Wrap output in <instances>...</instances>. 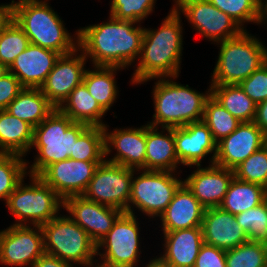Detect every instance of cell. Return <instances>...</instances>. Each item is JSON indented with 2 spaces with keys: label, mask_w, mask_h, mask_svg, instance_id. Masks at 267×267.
Masks as SVG:
<instances>
[{
  "label": "cell",
  "mask_w": 267,
  "mask_h": 267,
  "mask_svg": "<svg viewBox=\"0 0 267 267\" xmlns=\"http://www.w3.org/2000/svg\"><path fill=\"white\" fill-rule=\"evenodd\" d=\"M235 218L249 241L267 244V198L257 207L235 215Z\"/></svg>",
  "instance_id": "obj_37"
},
{
  "label": "cell",
  "mask_w": 267,
  "mask_h": 267,
  "mask_svg": "<svg viewBox=\"0 0 267 267\" xmlns=\"http://www.w3.org/2000/svg\"><path fill=\"white\" fill-rule=\"evenodd\" d=\"M256 104L267 99V63L238 84Z\"/></svg>",
  "instance_id": "obj_41"
},
{
  "label": "cell",
  "mask_w": 267,
  "mask_h": 267,
  "mask_svg": "<svg viewBox=\"0 0 267 267\" xmlns=\"http://www.w3.org/2000/svg\"><path fill=\"white\" fill-rule=\"evenodd\" d=\"M55 109L40 88L24 87L8 105L6 111L12 116L36 127Z\"/></svg>",
  "instance_id": "obj_28"
},
{
  "label": "cell",
  "mask_w": 267,
  "mask_h": 267,
  "mask_svg": "<svg viewBox=\"0 0 267 267\" xmlns=\"http://www.w3.org/2000/svg\"><path fill=\"white\" fill-rule=\"evenodd\" d=\"M139 171V176H134ZM175 172L133 169L132 188L127 213L134 207L150 218L159 217L183 184ZM134 206H132V205Z\"/></svg>",
  "instance_id": "obj_9"
},
{
  "label": "cell",
  "mask_w": 267,
  "mask_h": 267,
  "mask_svg": "<svg viewBox=\"0 0 267 267\" xmlns=\"http://www.w3.org/2000/svg\"><path fill=\"white\" fill-rule=\"evenodd\" d=\"M137 216L123 212L110 231L96 244L98 267H136L140 261V228ZM99 251V250H102ZM102 252V253H101Z\"/></svg>",
  "instance_id": "obj_10"
},
{
  "label": "cell",
  "mask_w": 267,
  "mask_h": 267,
  "mask_svg": "<svg viewBox=\"0 0 267 267\" xmlns=\"http://www.w3.org/2000/svg\"><path fill=\"white\" fill-rule=\"evenodd\" d=\"M201 229L205 244L225 251L249 241L235 215L220 207L205 209Z\"/></svg>",
  "instance_id": "obj_21"
},
{
  "label": "cell",
  "mask_w": 267,
  "mask_h": 267,
  "mask_svg": "<svg viewBox=\"0 0 267 267\" xmlns=\"http://www.w3.org/2000/svg\"><path fill=\"white\" fill-rule=\"evenodd\" d=\"M8 72V67L0 63V79L3 78Z\"/></svg>",
  "instance_id": "obj_49"
},
{
  "label": "cell",
  "mask_w": 267,
  "mask_h": 267,
  "mask_svg": "<svg viewBox=\"0 0 267 267\" xmlns=\"http://www.w3.org/2000/svg\"><path fill=\"white\" fill-rule=\"evenodd\" d=\"M205 209L183 183L176 191L173 200L159 216L162 231L201 227Z\"/></svg>",
  "instance_id": "obj_23"
},
{
  "label": "cell",
  "mask_w": 267,
  "mask_h": 267,
  "mask_svg": "<svg viewBox=\"0 0 267 267\" xmlns=\"http://www.w3.org/2000/svg\"><path fill=\"white\" fill-rule=\"evenodd\" d=\"M267 198V189L261 185L233 178L219 207L232 215L257 207Z\"/></svg>",
  "instance_id": "obj_30"
},
{
  "label": "cell",
  "mask_w": 267,
  "mask_h": 267,
  "mask_svg": "<svg viewBox=\"0 0 267 267\" xmlns=\"http://www.w3.org/2000/svg\"><path fill=\"white\" fill-rule=\"evenodd\" d=\"M31 267H74V265L63 261L56 256L44 253L33 263Z\"/></svg>",
  "instance_id": "obj_45"
},
{
  "label": "cell",
  "mask_w": 267,
  "mask_h": 267,
  "mask_svg": "<svg viewBox=\"0 0 267 267\" xmlns=\"http://www.w3.org/2000/svg\"><path fill=\"white\" fill-rule=\"evenodd\" d=\"M164 249L161 258L170 267H194L204 244L201 227L163 231Z\"/></svg>",
  "instance_id": "obj_24"
},
{
  "label": "cell",
  "mask_w": 267,
  "mask_h": 267,
  "mask_svg": "<svg viewBox=\"0 0 267 267\" xmlns=\"http://www.w3.org/2000/svg\"><path fill=\"white\" fill-rule=\"evenodd\" d=\"M158 77L151 93L154 103L153 127L174 128L203 120L206 99L211 95L210 87L200 93L189 85L173 81L177 77Z\"/></svg>",
  "instance_id": "obj_3"
},
{
  "label": "cell",
  "mask_w": 267,
  "mask_h": 267,
  "mask_svg": "<svg viewBox=\"0 0 267 267\" xmlns=\"http://www.w3.org/2000/svg\"><path fill=\"white\" fill-rule=\"evenodd\" d=\"M89 126L73 122L55 109L38 126L34 127L31 149L37 152L32 165H27L28 175L38 176L47 166L67 160L73 151L74 142Z\"/></svg>",
  "instance_id": "obj_5"
},
{
  "label": "cell",
  "mask_w": 267,
  "mask_h": 267,
  "mask_svg": "<svg viewBox=\"0 0 267 267\" xmlns=\"http://www.w3.org/2000/svg\"><path fill=\"white\" fill-rule=\"evenodd\" d=\"M174 138L176 155L180 165L190 168L200 166L201 160L211 153L213 156H211L209 163L214 164L217 143L203 120L182 127H174Z\"/></svg>",
  "instance_id": "obj_19"
},
{
  "label": "cell",
  "mask_w": 267,
  "mask_h": 267,
  "mask_svg": "<svg viewBox=\"0 0 267 267\" xmlns=\"http://www.w3.org/2000/svg\"><path fill=\"white\" fill-rule=\"evenodd\" d=\"M14 20V0L8 4H0V36Z\"/></svg>",
  "instance_id": "obj_44"
},
{
  "label": "cell",
  "mask_w": 267,
  "mask_h": 267,
  "mask_svg": "<svg viewBox=\"0 0 267 267\" xmlns=\"http://www.w3.org/2000/svg\"><path fill=\"white\" fill-rule=\"evenodd\" d=\"M267 24V0H264V2L260 5V16L258 24Z\"/></svg>",
  "instance_id": "obj_47"
},
{
  "label": "cell",
  "mask_w": 267,
  "mask_h": 267,
  "mask_svg": "<svg viewBox=\"0 0 267 267\" xmlns=\"http://www.w3.org/2000/svg\"><path fill=\"white\" fill-rule=\"evenodd\" d=\"M210 86L211 95L241 123L254 121L257 104L245 94L239 85Z\"/></svg>",
  "instance_id": "obj_31"
},
{
  "label": "cell",
  "mask_w": 267,
  "mask_h": 267,
  "mask_svg": "<svg viewBox=\"0 0 267 267\" xmlns=\"http://www.w3.org/2000/svg\"><path fill=\"white\" fill-rule=\"evenodd\" d=\"M63 209L81 226L97 244L113 227L123 211L89 201L81 196H70L63 200Z\"/></svg>",
  "instance_id": "obj_17"
},
{
  "label": "cell",
  "mask_w": 267,
  "mask_h": 267,
  "mask_svg": "<svg viewBox=\"0 0 267 267\" xmlns=\"http://www.w3.org/2000/svg\"><path fill=\"white\" fill-rule=\"evenodd\" d=\"M30 184L24 179L5 202L10 213L16 217L14 225H42L60 214L63 199L38 176L29 175Z\"/></svg>",
  "instance_id": "obj_8"
},
{
  "label": "cell",
  "mask_w": 267,
  "mask_h": 267,
  "mask_svg": "<svg viewBox=\"0 0 267 267\" xmlns=\"http://www.w3.org/2000/svg\"><path fill=\"white\" fill-rule=\"evenodd\" d=\"M196 168L183 183L206 209L219 207L234 178V171L216 164Z\"/></svg>",
  "instance_id": "obj_20"
},
{
  "label": "cell",
  "mask_w": 267,
  "mask_h": 267,
  "mask_svg": "<svg viewBox=\"0 0 267 267\" xmlns=\"http://www.w3.org/2000/svg\"><path fill=\"white\" fill-rule=\"evenodd\" d=\"M181 14L174 7L158 29L144 28L139 63L131 83H145L158 77H179L183 50Z\"/></svg>",
  "instance_id": "obj_2"
},
{
  "label": "cell",
  "mask_w": 267,
  "mask_h": 267,
  "mask_svg": "<svg viewBox=\"0 0 267 267\" xmlns=\"http://www.w3.org/2000/svg\"><path fill=\"white\" fill-rule=\"evenodd\" d=\"M266 144L267 136L254 122H242L217 143L214 164L233 170Z\"/></svg>",
  "instance_id": "obj_18"
},
{
  "label": "cell",
  "mask_w": 267,
  "mask_h": 267,
  "mask_svg": "<svg viewBox=\"0 0 267 267\" xmlns=\"http://www.w3.org/2000/svg\"><path fill=\"white\" fill-rule=\"evenodd\" d=\"M264 2V0H258L259 5H261Z\"/></svg>",
  "instance_id": "obj_50"
},
{
  "label": "cell",
  "mask_w": 267,
  "mask_h": 267,
  "mask_svg": "<svg viewBox=\"0 0 267 267\" xmlns=\"http://www.w3.org/2000/svg\"><path fill=\"white\" fill-rule=\"evenodd\" d=\"M19 154L0 153V199L7 201L18 184L27 177L29 161Z\"/></svg>",
  "instance_id": "obj_33"
},
{
  "label": "cell",
  "mask_w": 267,
  "mask_h": 267,
  "mask_svg": "<svg viewBox=\"0 0 267 267\" xmlns=\"http://www.w3.org/2000/svg\"><path fill=\"white\" fill-rule=\"evenodd\" d=\"M146 125L145 170L176 172L178 157L176 155L174 128ZM167 131V133H164Z\"/></svg>",
  "instance_id": "obj_25"
},
{
  "label": "cell",
  "mask_w": 267,
  "mask_h": 267,
  "mask_svg": "<svg viewBox=\"0 0 267 267\" xmlns=\"http://www.w3.org/2000/svg\"><path fill=\"white\" fill-rule=\"evenodd\" d=\"M93 67V70H89V68L86 69L83 83L99 106L105 112H108L118 98L117 94H119L115 80L116 71L123 68L106 66Z\"/></svg>",
  "instance_id": "obj_29"
},
{
  "label": "cell",
  "mask_w": 267,
  "mask_h": 267,
  "mask_svg": "<svg viewBox=\"0 0 267 267\" xmlns=\"http://www.w3.org/2000/svg\"><path fill=\"white\" fill-rule=\"evenodd\" d=\"M14 21L22 28L31 44L60 55L78 48V36L70 35L64 27V21L50 7L48 0L14 1Z\"/></svg>",
  "instance_id": "obj_4"
},
{
  "label": "cell",
  "mask_w": 267,
  "mask_h": 267,
  "mask_svg": "<svg viewBox=\"0 0 267 267\" xmlns=\"http://www.w3.org/2000/svg\"><path fill=\"white\" fill-rule=\"evenodd\" d=\"M194 267H226V251L204 243Z\"/></svg>",
  "instance_id": "obj_42"
},
{
  "label": "cell",
  "mask_w": 267,
  "mask_h": 267,
  "mask_svg": "<svg viewBox=\"0 0 267 267\" xmlns=\"http://www.w3.org/2000/svg\"><path fill=\"white\" fill-rule=\"evenodd\" d=\"M86 60L87 58L79 48L71 53L60 55L41 85V92L56 109L83 82Z\"/></svg>",
  "instance_id": "obj_15"
},
{
  "label": "cell",
  "mask_w": 267,
  "mask_h": 267,
  "mask_svg": "<svg viewBox=\"0 0 267 267\" xmlns=\"http://www.w3.org/2000/svg\"><path fill=\"white\" fill-rule=\"evenodd\" d=\"M211 4L229 15L244 31L247 22L257 23L260 16L258 0H208Z\"/></svg>",
  "instance_id": "obj_38"
},
{
  "label": "cell",
  "mask_w": 267,
  "mask_h": 267,
  "mask_svg": "<svg viewBox=\"0 0 267 267\" xmlns=\"http://www.w3.org/2000/svg\"><path fill=\"white\" fill-rule=\"evenodd\" d=\"M233 171L238 180L258 184L267 189V144L252 153Z\"/></svg>",
  "instance_id": "obj_36"
},
{
  "label": "cell",
  "mask_w": 267,
  "mask_h": 267,
  "mask_svg": "<svg viewBox=\"0 0 267 267\" xmlns=\"http://www.w3.org/2000/svg\"><path fill=\"white\" fill-rule=\"evenodd\" d=\"M203 122L208 126L216 143L230 135L241 124L212 95L205 101Z\"/></svg>",
  "instance_id": "obj_32"
},
{
  "label": "cell",
  "mask_w": 267,
  "mask_h": 267,
  "mask_svg": "<svg viewBox=\"0 0 267 267\" xmlns=\"http://www.w3.org/2000/svg\"><path fill=\"white\" fill-rule=\"evenodd\" d=\"M59 57L53 50L30 43L8 69L23 87L40 88Z\"/></svg>",
  "instance_id": "obj_22"
},
{
  "label": "cell",
  "mask_w": 267,
  "mask_h": 267,
  "mask_svg": "<svg viewBox=\"0 0 267 267\" xmlns=\"http://www.w3.org/2000/svg\"><path fill=\"white\" fill-rule=\"evenodd\" d=\"M45 253L71 264L96 266V243L68 215H59L41 225ZM95 259V260H94ZM95 263V264H94Z\"/></svg>",
  "instance_id": "obj_7"
},
{
  "label": "cell",
  "mask_w": 267,
  "mask_h": 267,
  "mask_svg": "<svg viewBox=\"0 0 267 267\" xmlns=\"http://www.w3.org/2000/svg\"><path fill=\"white\" fill-rule=\"evenodd\" d=\"M69 158L82 161H104V130L100 126H89L74 142Z\"/></svg>",
  "instance_id": "obj_34"
},
{
  "label": "cell",
  "mask_w": 267,
  "mask_h": 267,
  "mask_svg": "<svg viewBox=\"0 0 267 267\" xmlns=\"http://www.w3.org/2000/svg\"><path fill=\"white\" fill-rule=\"evenodd\" d=\"M226 267H267V244L248 241L226 250Z\"/></svg>",
  "instance_id": "obj_35"
},
{
  "label": "cell",
  "mask_w": 267,
  "mask_h": 267,
  "mask_svg": "<svg viewBox=\"0 0 267 267\" xmlns=\"http://www.w3.org/2000/svg\"><path fill=\"white\" fill-rule=\"evenodd\" d=\"M102 162L68 158L47 166L38 177L64 200L70 196H81Z\"/></svg>",
  "instance_id": "obj_14"
},
{
  "label": "cell",
  "mask_w": 267,
  "mask_h": 267,
  "mask_svg": "<svg viewBox=\"0 0 267 267\" xmlns=\"http://www.w3.org/2000/svg\"><path fill=\"white\" fill-rule=\"evenodd\" d=\"M135 24L109 15L107 22L76 31L78 48L92 66L128 68L138 61L144 37V27Z\"/></svg>",
  "instance_id": "obj_1"
},
{
  "label": "cell",
  "mask_w": 267,
  "mask_h": 267,
  "mask_svg": "<svg viewBox=\"0 0 267 267\" xmlns=\"http://www.w3.org/2000/svg\"><path fill=\"white\" fill-rule=\"evenodd\" d=\"M132 178L133 168L104 160L95 169L93 177L82 196L89 201L127 212Z\"/></svg>",
  "instance_id": "obj_11"
},
{
  "label": "cell",
  "mask_w": 267,
  "mask_h": 267,
  "mask_svg": "<svg viewBox=\"0 0 267 267\" xmlns=\"http://www.w3.org/2000/svg\"><path fill=\"white\" fill-rule=\"evenodd\" d=\"M253 122L267 136V99L257 104L256 116Z\"/></svg>",
  "instance_id": "obj_46"
},
{
  "label": "cell",
  "mask_w": 267,
  "mask_h": 267,
  "mask_svg": "<svg viewBox=\"0 0 267 267\" xmlns=\"http://www.w3.org/2000/svg\"><path fill=\"white\" fill-rule=\"evenodd\" d=\"M57 109L73 122L85 123L88 126L104 127L106 125L102 119L106 112L89 94L83 82L69 94Z\"/></svg>",
  "instance_id": "obj_26"
},
{
  "label": "cell",
  "mask_w": 267,
  "mask_h": 267,
  "mask_svg": "<svg viewBox=\"0 0 267 267\" xmlns=\"http://www.w3.org/2000/svg\"><path fill=\"white\" fill-rule=\"evenodd\" d=\"M24 87L19 80L8 72L0 79V111L6 110L8 105L17 97Z\"/></svg>",
  "instance_id": "obj_43"
},
{
  "label": "cell",
  "mask_w": 267,
  "mask_h": 267,
  "mask_svg": "<svg viewBox=\"0 0 267 267\" xmlns=\"http://www.w3.org/2000/svg\"><path fill=\"white\" fill-rule=\"evenodd\" d=\"M145 267H170L160 256L150 259Z\"/></svg>",
  "instance_id": "obj_48"
},
{
  "label": "cell",
  "mask_w": 267,
  "mask_h": 267,
  "mask_svg": "<svg viewBox=\"0 0 267 267\" xmlns=\"http://www.w3.org/2000/svg\"><path fill=\"white\" fill-rule=\"evenodd\" d=\"M108 127L107 124L103 127L105 161L128 168L145 170L146 125L140 126V128H116L112 132H108ZM113 149L116 150V155L108 158L107 156Z\"/></svg>",
  "instance_id": "obj_16"
},
{
  "label": "cell",
  "mask_w": 267,
  "mask_h": 267,
  "mask_svg": "<svg viewBox=\"0 0 267 267\" xmlns=\"http://www.w3.org/2000/svg\"><path fill=\"white\" fill-rule=\"evenodd\" d=\"M45 253L40 225H11L0 230V264L31 267Z\"/></svg>",
  "instance_id": "obj_13"
},
{
  "label": "cell",
  "mask_w": 267,
  "mask_h": 267,
  "mask_svg": "<svg viewBox=\"0 0 267 267\" xmlns=\"http://www.w3.org/2000/svg\"><path fill=\"white\" fill-rule=\"evenodd\" d=\"M34 127L26 121L0 111V153L25 157L31 150Z\"/></svg>",
  "instance_id": "obj_27"
},
{
  "label": "cell",
  "mask_w": 267,
  "mask_h": 267,
  "mask_svg": "<svg viewBox=\"0 0 267 267\" xmlns=\"http://www.w3.org/2000/svg\"><path fill=\"white\" fill-rule=\"evenodd\" d=\"M173 7L182 13L193 29L213 42H222L239 36L244 30L226 13L208 0H173Z\"/></svg>",
  "instance_id": "obj_12"
},
{
  "label": "cell",
  "mask_w": 267,
  "mask_h": 267,
  "mask_svg": "<svg viewBox=\"0 0 267 267\" xmlns=\"http://www.w3.org/2000/svg\"><path fill=\"white\" fill-rule=\"evenodd\" d=\"M216 44L220 50L210 85H238L266 63L267 47L247 30Z\"/></svg>",
  "instance_id": "obj_6"
},
{
  "label": "cell",
  "mask_w": 267,
  "mask_h": 267,
  "mask_svg": "<svg viewBox=\"0 0 267 267\" xmlns=\"http://www.w3.org/2000/svg\"><path fill=\"white\" fill-rule=\"evenodd\" d=\"M110 15L141 24L154 10L156 0H111Z\"/></svg>",
  "instance_id": "obj_40"
},
{
  "label": "cell",
  "mask_w": 267,
  "mask_h": 267,
  "mask_svg": "<svg viewBox=\"0 0 267 267\" xmlns=\"http://www.w3.org/2000/svg\"><path fill=\"white\" fill-rule=\"evenodd\" d=\"M29 44L27 35L13 20L0 36V63L9 68Z\"/></svg>",
  "instance_id": "obj_39"
}]
</instances>
